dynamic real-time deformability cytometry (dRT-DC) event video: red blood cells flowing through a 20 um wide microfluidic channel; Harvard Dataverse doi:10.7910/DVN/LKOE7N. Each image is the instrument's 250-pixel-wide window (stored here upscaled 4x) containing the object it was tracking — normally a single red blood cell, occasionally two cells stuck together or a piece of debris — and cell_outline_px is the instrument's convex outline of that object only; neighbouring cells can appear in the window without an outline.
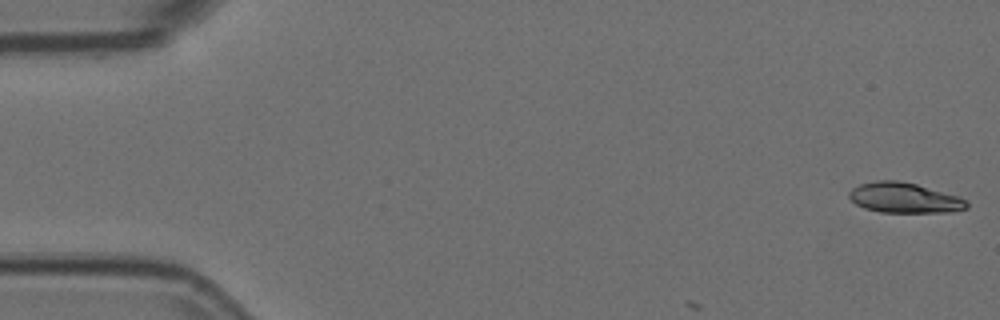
{"species": "Egyptian fruit bat (a non-hibernating species)", "species_latin": "Rousettus aegyptiacus", "temperature_condition": "room temperature", "stored_images_in_passage": 10, "camera_frame_rate_fps": 3000, "um_per_image_px": 0.085, "animal": {"sex": "female"}, "frame": {"image": 1, "passage_image": 1, "time_ms": 0.0, "image_size_px": [1000, 320], "cell_outline_px": [[968, 208], [952, 212], [880, 212], [864, 208], [856, 204], [848, 196], [848, 192], [852, 188], [860, 184], [876, 180], [900, 180], [916, 184], [960, 196], [968, 200]], "centroid_in_image_um": [76.89, 16.81], "position_along_channel_um": 8.1, "area_um2": 20.92}}